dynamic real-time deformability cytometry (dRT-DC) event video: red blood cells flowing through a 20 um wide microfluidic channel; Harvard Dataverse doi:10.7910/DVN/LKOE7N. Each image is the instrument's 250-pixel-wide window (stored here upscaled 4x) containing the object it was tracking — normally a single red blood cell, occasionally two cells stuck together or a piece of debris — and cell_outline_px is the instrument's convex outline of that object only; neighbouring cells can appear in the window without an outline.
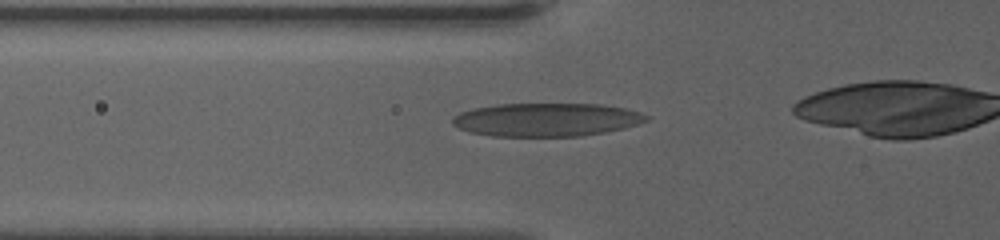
{"species": "human", "species_latin": "Homo sapiens", "temperature_condition": "warm", "stored_images_in_passage": 46, "camera_frame_rate_fps": 3000, "um_per_image_px": 0.085, "donor": {"sex": "female"}, "frame": {"image": 1, "passage_image": 17, "time_ms": 5.333, "image_size_px": [1000, 240], "cell_outline_px": [[648, 120], [624, 128], [604, 132], [580, 136], [492, 136], [468, 132], [452, 124], [452, 116], [460, 112], [472, 108], [496, 104], [600, 104], [624, 108], [640, 112], [648, 116]], "centroid_in_image_um": [46.4, 10.17], "position_along_channel_um": 79.4, "area_um2": 37.69}}
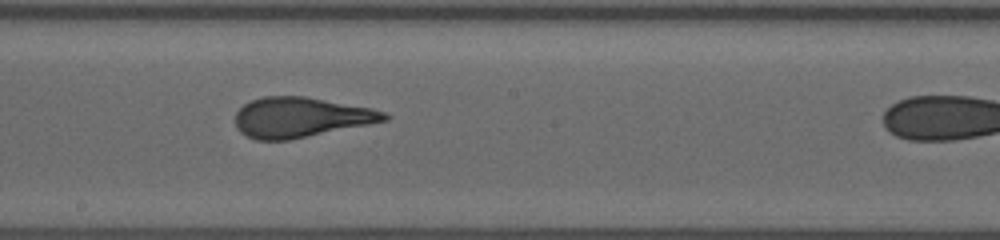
{"frame": {"image": 2, "passage_image": 29, "time_ms": 9.333, "image_size_px": [1000, 240], "cell_outline_px": [[392, 116], [388, 120], [288, 140], [256, 140], [244, 136], [236, 128], [236, 112], [244, 104], [252, 100], [264, 96], [304, 96], [372, 108], [384, 112]], "centroid_in_image_um": [25.54, 9.97], "position_along_channel_um": 222.7, "area_um2": 34.68}}
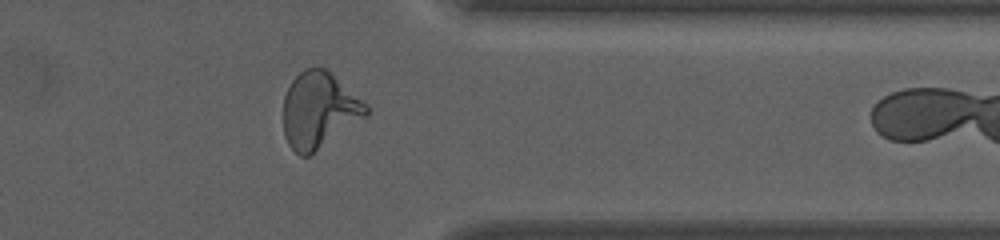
{"frame": {"image": 3, "passage_image": 43, "time_ms": 14.0, "image_size_px": [1000, 240], "cell_outline_px": [[368, 116], [308, 156], [300, 156], [288, 144], [284, 136], [284, 96], [292, 80], [304, 68], [324, 68], [368, 104]], "centroid_in_image_um": [27.12, 9.38], "position_along_channel_um": 384.3, "area_um2": 36.36}}